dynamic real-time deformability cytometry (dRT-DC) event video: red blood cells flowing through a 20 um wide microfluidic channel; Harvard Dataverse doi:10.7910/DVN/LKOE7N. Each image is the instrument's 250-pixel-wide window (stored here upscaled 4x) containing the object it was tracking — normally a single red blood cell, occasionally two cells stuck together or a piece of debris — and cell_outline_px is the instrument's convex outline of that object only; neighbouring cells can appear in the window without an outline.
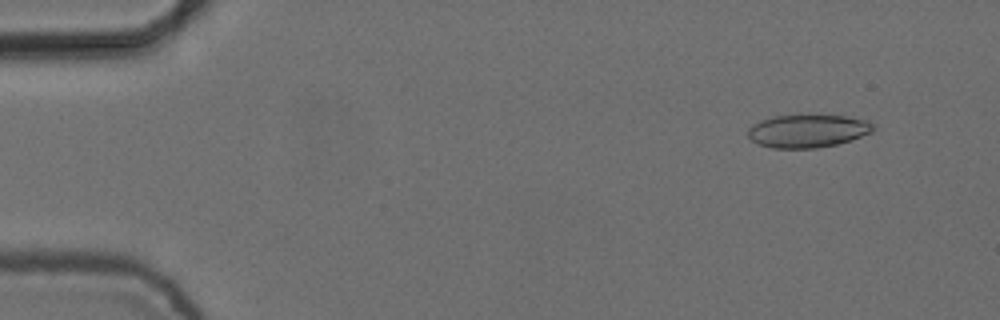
{"species": "common noctule bat (a hibernating species)", "species_latin": "Nyctalus noctula", "temperature_condition": "cold", "stored_images_in_passage": 4, "camera_frame_rate_fps": 3000, "um_per_image_px": 0.085, "animal": {"sex": "female", "body_mass_g": 24.6, "forearm_length_mm": 56.2}, "frame": {"image": 1, "passage_image": 1, "time_ms": 0.0, "image_size_px": [1000, 320], "cell_outline_px": [[876, 128], [872, 132], [852, 140], [836, 144], [816, 148], [772, 148], [760, 144], [752, 140], [748, 136], [748, 128], [752, 124], [760, 120], [772, 116], [796, 112], [848, 116], [864, 120], [872, 124]], "centroid_in_image_um": [68.64, 11.08], "position_along_channel_um": 16.4, "area_um2": 24.97}}